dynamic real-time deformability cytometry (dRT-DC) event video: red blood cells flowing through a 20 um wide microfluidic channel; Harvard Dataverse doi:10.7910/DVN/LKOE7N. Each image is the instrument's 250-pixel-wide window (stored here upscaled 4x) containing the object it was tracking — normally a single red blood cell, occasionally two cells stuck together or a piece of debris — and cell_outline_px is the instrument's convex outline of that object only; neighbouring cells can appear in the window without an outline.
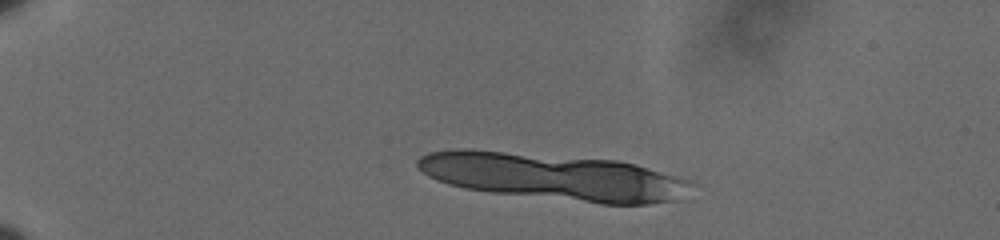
{"species": "human", "species_latin": "Homo sapiens", "temperature_condition": "cold", "stored_images_in_passage": 11, "segment_of_instrument_passage": [1, 2], "camera_frame_rate_fps": 3000, "um_per_image_px": 0.085, "donor": {"sex": "male"}, "frame": {"image": 1, "passage_image": 5, "time_ms": 1.333, "image_size_px": [1000, 240], "cell_outline_px": [[652, 200], [636, 204], [612, 204], [476, 188], [460, 184], [428, 156], [440, 152], [492, 152], [596, 160], [628, 164], [640, 168], [648, 172]], "centroid_in_image_um": [46.64, 14.99], "position_along_channel_um": 38.4, "area_um2": 57.4}}